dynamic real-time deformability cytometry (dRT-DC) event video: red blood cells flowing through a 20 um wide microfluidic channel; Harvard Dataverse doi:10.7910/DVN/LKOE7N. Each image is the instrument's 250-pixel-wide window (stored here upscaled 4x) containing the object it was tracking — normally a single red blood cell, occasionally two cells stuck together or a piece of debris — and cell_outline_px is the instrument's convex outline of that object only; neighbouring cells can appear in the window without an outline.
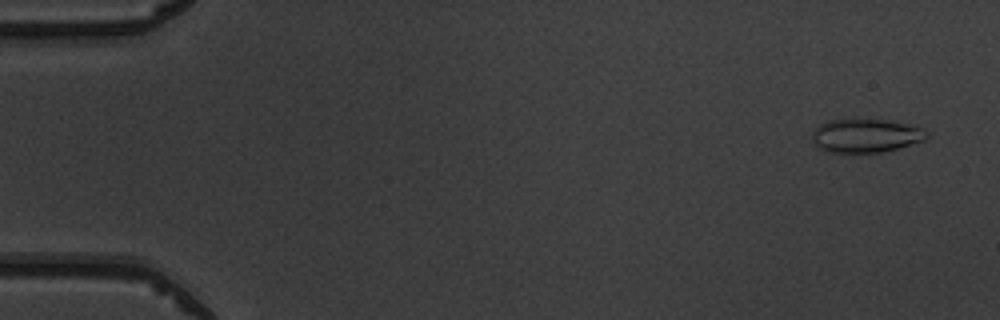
{"species": "common noctule bat (a hibernating species)", "species_latin": "Nyctalus noctula", "temperature_condition": "warm", "stored_images_in_passage": 50, "camera_frame_rate_fps": 3000, "um_per_image_px": 0.085, "animal": {"sex": "male", "body_mass_g": 19.5, "forearm_length_mm": 54.6}, "frame": {"image": 1, "passage_image": 2, "time_ms": 0.333, "image_size_px": [1000, 320], "cell_outline_px": [[928, 136], [924, 140], [896, 148], [880, 152], [828, 152], [816, 148], [812, 140], [812, 132], [820, 124], [828, 120], [852, 116], [888, 120], [920, 128], [928, 132]], "centroid_in_image_um": [73.49, 11.48], "position_along_channel_um": 11.5, "area_um2": 22.95}}
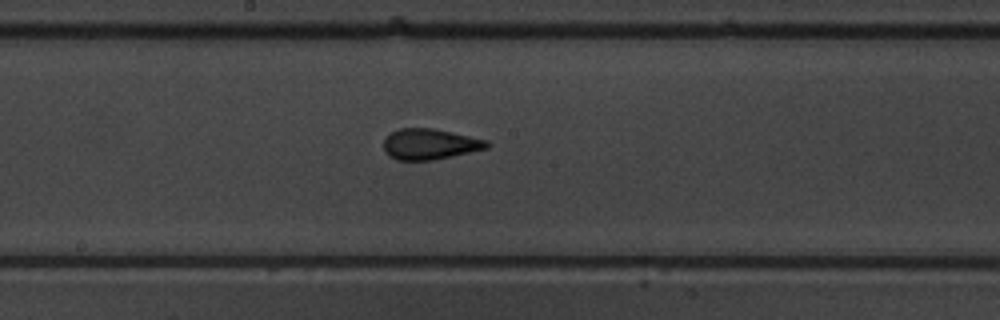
{"frame": {"image": 2, "passage_image": 27, "time_ms": 8.667, "image_size_px": [1000, 320], "cell_outline_px": [[488, 148], [452, 156], [432, 160], [396, 160], [388, 156], [384, 148], [384, 140], [392, 132], [400, 128], [432, 128], [452, 132], [488, 140]], "centroid_in_image_um": [36.53, 12.25], "position_along_channel_um": 211.7, "area_um2": 18.38}}
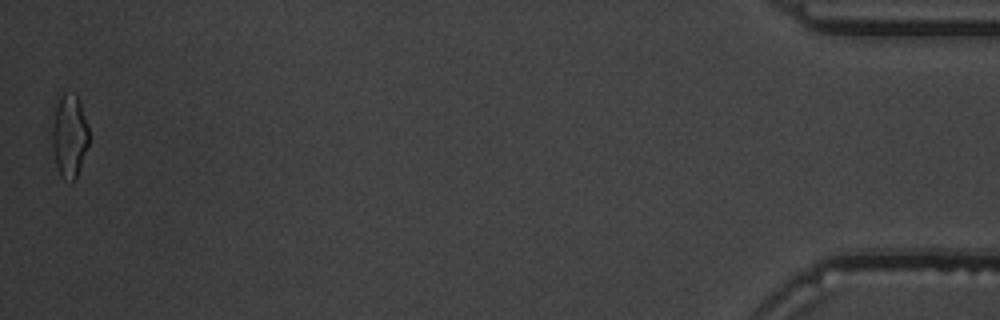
{"frame": {"image": 3, "passage_image": 50, "time_ms": 16.333, "image_size_px": [1000, 320], "cell_outline_px": [[88, 144], [76, 176], [72, 180], [60, 176], [56, 168], [52, 144], [52, 104], [64, 92], [76, 92], [88, 128]], "centroid_in_image_um": [5.84, 11.44], "position_along_channel_um": 429.4, "area_um2": 17.92}, "authors_computed_cell_mechanics": {"area_um2": 18.3804, "velocity_mm_per_s": 4.0148, "shape_relaxation_time_tau1_ms": 10.7232, "shape_relaxation_time_tau2_ms": 0.9457, "deformation_change_tau1": 0.2506, "deformation_change_tau2": 0.0843}}